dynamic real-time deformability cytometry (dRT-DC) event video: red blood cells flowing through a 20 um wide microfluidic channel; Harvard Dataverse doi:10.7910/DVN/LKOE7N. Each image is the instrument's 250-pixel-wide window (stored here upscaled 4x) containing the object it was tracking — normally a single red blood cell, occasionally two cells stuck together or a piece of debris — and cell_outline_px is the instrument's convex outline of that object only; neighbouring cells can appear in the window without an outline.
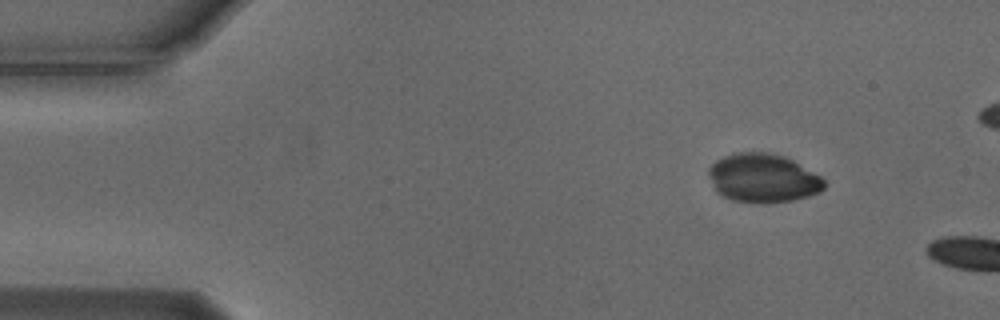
{"species": "Egyptian fruit bat (a non-hibernating species)", "species_latin": "Rousettus aegyptiacus", "temperature_condition": "cold", "stored_images_in_passage": 35, "camera_frame_rate_fps": 3000, "um_per_image_px": 0.085, "animal": {"sex": "male"}, "frame": {"image": 1, "passage_image": 1, "time_ms": 0.0, "image_size_px": [1000, 320], "cell_outline_px": [[824, 188], [820, 192], [808, 196], [792, 200], [764, 204], [760, 204], [732, 200], [720, 196], [716, 192], [708, 176], [708, 168], [716, 160], [724, 156], [740, 152], [768, 152], [784, 156], [792, 160], [820, 176], [824, 180]], "centroid_in_image_um": [64.81, 15.15], "position_along_channel_um": 20.2, "area_um2": 33.0}}
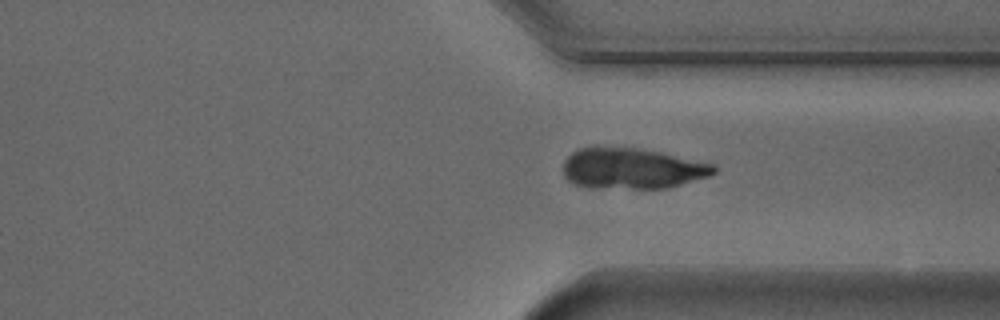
{"frame": {"image": 2, "passage_image": 35, "time_ms": 11.333, "image_size_px": [1000, 320], "cell_outline_px": [[716, 172], [712, 176], [668, 188], [588, 188], [572, 184], [564, 176], [564, 160], [572, 152], [580, 148], [636, 148], [660, 152], [716, 164]], "centroid_in_image_um": [53.76, 14.34], "position_along_channel_um": 357.6, "area_um2": 35.95}}